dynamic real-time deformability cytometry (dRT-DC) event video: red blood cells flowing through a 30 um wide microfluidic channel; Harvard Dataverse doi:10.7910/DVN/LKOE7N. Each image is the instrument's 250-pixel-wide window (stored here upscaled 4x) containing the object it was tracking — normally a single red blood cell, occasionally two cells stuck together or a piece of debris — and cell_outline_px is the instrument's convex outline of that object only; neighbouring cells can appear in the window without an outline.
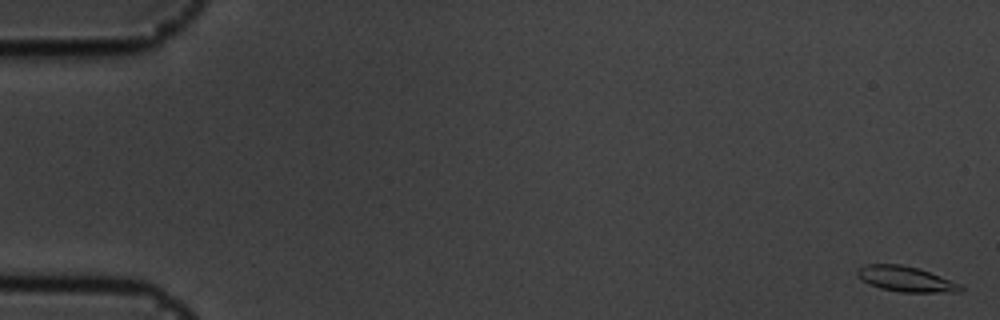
{"species": "common noctule bat (a hibernating species)", "species_latin": "Nyctalus noctula", "temperature_condition": "cold", "stored_images_in_passage": 57, "camera_frame_rate_fps": 3000, "um_per_image_px": 0.085, "animal": {"sex": "male", "body_mass_g": 19.5, "forearm_length_mm": 54.6}, "frame": {"image": 1, "passage_image": 1, "time_ms": 0.0, "image_size_px": [1000, 320], "cell_outline_px": [[964, 288], [960, 292], [900, 292], [880, 288], [856, 276], [856, 272], [864, 264], [900, 264], [920, 268], [960, 284]], "centroid_in_image_um": [77.01, 23.71], "position_along_channel_um": 8.0, "area_um2": 15.14}}
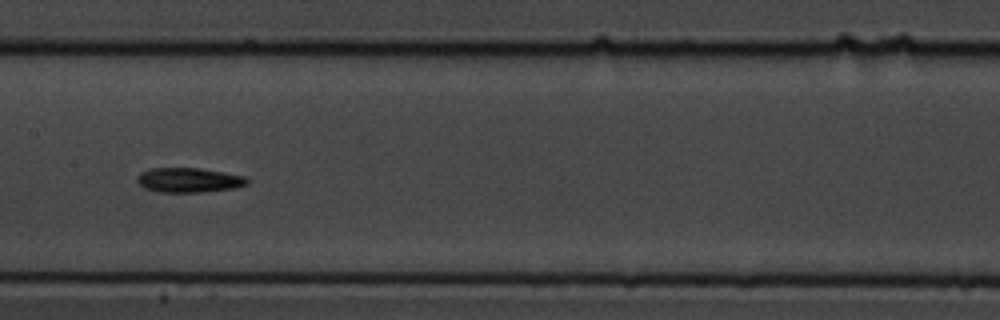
{"frame": {"image": 2, "passage_image": 29, "time_ms": 9.333, "image_size_px": [1000, 320], "cell_outline_px": [[248, 184], [236, 188], [200, 192], [160, 192], [144, 188], [136, 180], [136, 176], [140, 172], [152, 168], [200, 168], [248, 176]], "centroid_in_image_um": [16.07, 15.3], "position_along_channel_um": 191.3, "area_um2": 15.95}}
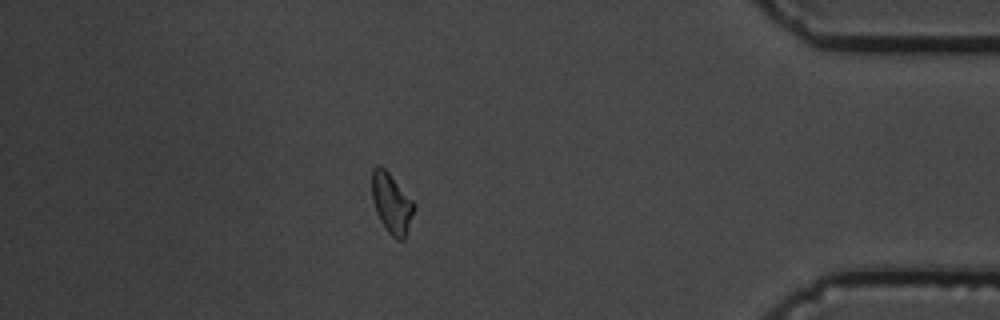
{"frame": {"image": 3, "passage_image": 50, "time_ms": 16.333, "image_size_px": [1000, 320], "cell_outline_px": [[416, 208], [404, 240], [396, 240], [388, 232], [380, 220], [376, 212], [372, 200], [372, 168], [376, 164], [380, 164], [388, 172], [416, 204]], "centroid_in_image_um": [33.29, 17.28], "position_along_channel_um": 401.9, "area_um2": 14.91}, "authors_computed_cell_mechanics": {"area_um2": 15.028, "velocity_mm_per_s": 3.538, "shape_relaxation_time_tau1_ms": 2.3799, "shape_relaxation_time_tau2_ms": null, "deformation_change_tau1": 0.1061, "deformation_change_tau2": null}}